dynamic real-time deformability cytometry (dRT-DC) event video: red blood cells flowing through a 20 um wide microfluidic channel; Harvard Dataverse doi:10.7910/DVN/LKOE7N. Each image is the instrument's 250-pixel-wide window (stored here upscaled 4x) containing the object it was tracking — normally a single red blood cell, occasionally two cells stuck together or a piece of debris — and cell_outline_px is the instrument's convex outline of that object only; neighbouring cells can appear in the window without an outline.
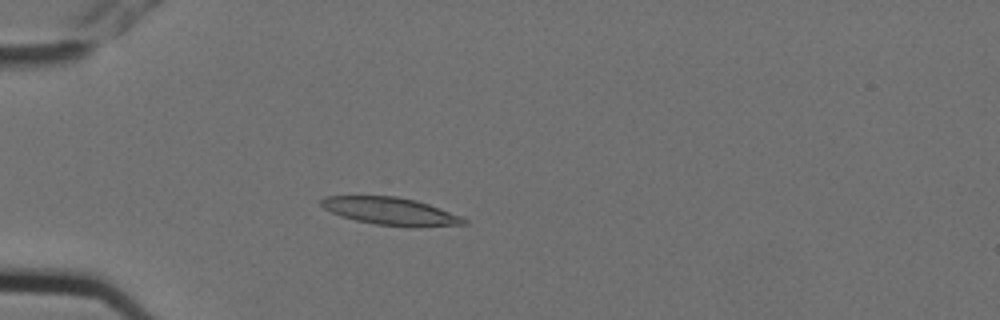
{"species": "Egyptian fruit bat (a non-hibernating species)", "species_latin": "Rousettus aegyptiacus", "temperature_condition": "cold", "stored_images_in_passage": 4, "camera_frame_rate_fps": 3000, "um_per_image_px": 0.085, "animal": {"sex": "female"}, "frame": {"image": 1, "passage_image": 4, "time_ms": 1.0, "image_size_px": [1000, 320], "cell_outline_px": [[468, 224], [408, 228], [376, 224], [356, 220], [340, 216], [324, 208], [320, 204], [320, 200], [324, 196], [396, 196], [416, 200], [428, 204], [460, 216], [468, 220]], "centroid_in_image_um": [33.21, 17.96], "position_along_channel_um": 51.8, "area_um2": 23.0}}